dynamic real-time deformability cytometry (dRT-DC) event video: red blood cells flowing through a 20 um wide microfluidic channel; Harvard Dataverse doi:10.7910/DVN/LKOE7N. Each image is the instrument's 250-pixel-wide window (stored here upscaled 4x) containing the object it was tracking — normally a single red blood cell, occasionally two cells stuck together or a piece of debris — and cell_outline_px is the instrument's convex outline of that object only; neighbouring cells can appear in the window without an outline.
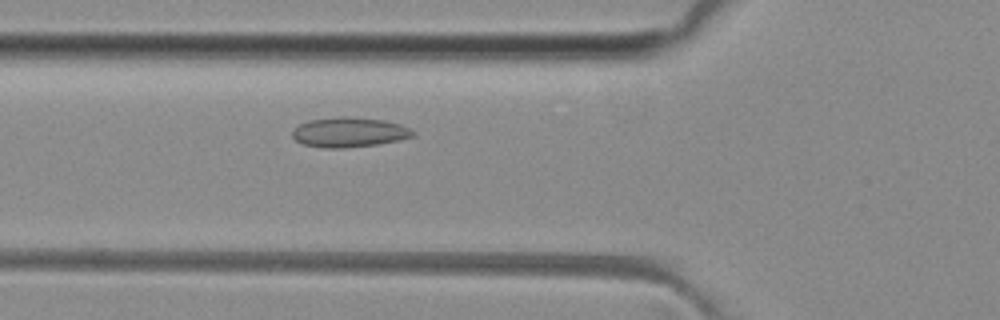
{"species": "common noctule bat (a hibernating species)", "species_latin": "Nyctalus noctula", "temperature_condition": "room temperature", "stored_images_in_passage": 33, "camera_frame_rate_fps": 3000, "um_per_image_px": 0.085, "animal": {"sex": "female", "body_mass_g": 29.2, "forearm_length_mm": 56.3}, "frame": {"image": 1, "passage_image": 7, "time_ms": 2.0, "image_size_px": [1000, 320], "cell_outline_px": [[416, 132], [412, 136], [400, 140], [376, 144], [344, 148], [324, 148], [304, 144], [296, 140], [292, 136], [292, 128], [308, 120], [336, 116], [348, 116], [384, 120], [400, 124]], "centroid_in_image_um": [29.65, 11.23], "position_along_channel_um": 96.2, "area_um2": 21.04}}
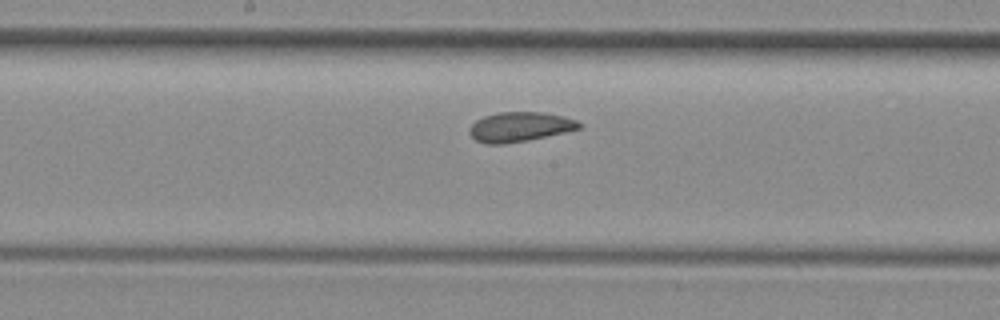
{"frame": {"image": 2, "passage_image": 15, "time_ms": 4.667, "image_size_px": [1000, 320], "cell_outline_px": [[584, 124], [580, 128], [564, 132], [528, 140], [504, 144], [488, 144], [476, 140], [468, 132], [468, 128], [476, 120], [484, 116], [500, 112], [544, 112], [564, 116], [576, 120]], "centroid_in_image_um": [44.18, 10.77], "position_along_channel_um": 204.0, "area_um2": 18.96}}
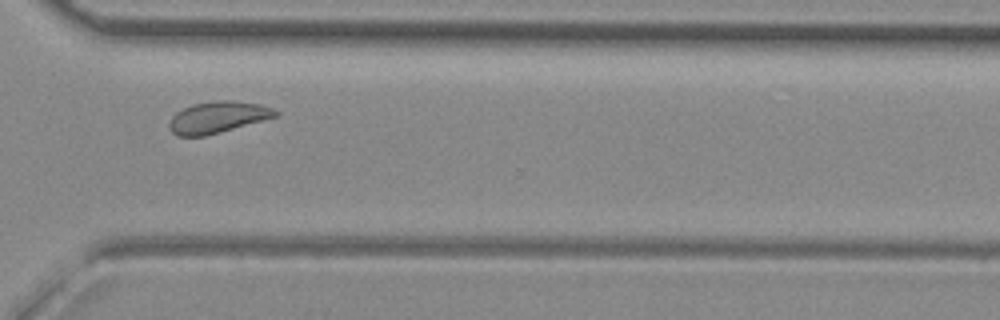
{"frame": {"image": 3, "passage_image": 26, "time_ms": 8.333, "image_size_px": [1000, 320], "cell_outline_px": [[280, 116], [220, 132], [204, 136], [176, 136], [168, 128], [168, 124], [172, 116], [176, 112], [192, 104], [216, 100], [232, 100], [260, 104], [272, 108], [280, 112]], "centroid_in_image_um": [18.52, 9.96], "position_along_channel_um": 352.1, "area_um2": 19.71}, "authors_computed_cell_mechanics": {"area_um2": 19.074, "velocity_mm_per_s": 4.0414, "shape_relaxation_time_tau1_ms": 5.9466, "shape_relaxation_time_tau2_ms": 2.0322, "deformation_change_tau1": 0.0789, "deformation_change_tau2": 0.0701}}